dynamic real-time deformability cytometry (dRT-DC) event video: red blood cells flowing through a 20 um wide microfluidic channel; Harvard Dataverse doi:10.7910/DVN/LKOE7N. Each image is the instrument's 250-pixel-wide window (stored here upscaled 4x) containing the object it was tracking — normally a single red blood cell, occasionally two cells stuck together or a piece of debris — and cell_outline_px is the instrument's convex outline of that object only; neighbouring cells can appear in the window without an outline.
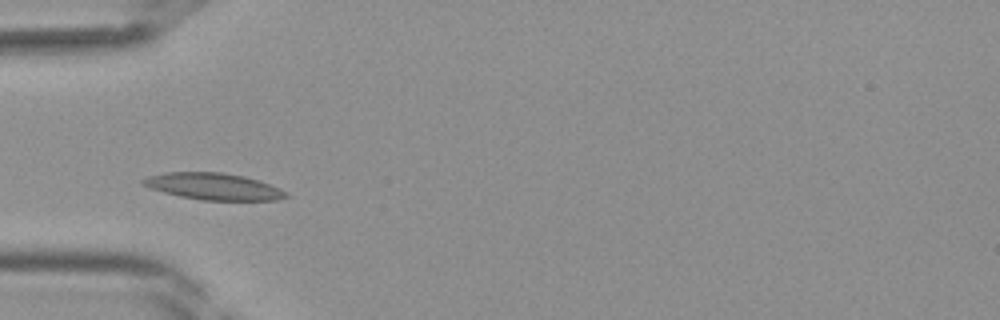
{"species": "Egyptian fruit bat (a non-hibernating species)", "species_latin": "Rousettus aegyptiacus", "temperature_condition": "room temperature", "stored_images_in_passage": 16, "camera_frame_rate_fps": 3000, "um_per_image_px": 0.085, "frame": {"image": 1, "passage_image": 3, "time_ms": 0.667, "image_size_px": [1000, 320], "cell_outline_px": [[288, 196], [276, 200], [200, 200], [180, 196], [164, 192], [140, 184], [140, 180], [148, 176], [164, 172], [220, 172], [244, 176], [280, 188]], "centroid_in_image_um": [18.08, 15.84], "position_along_channel_um": 66.9, "area_um2": 22.02}}
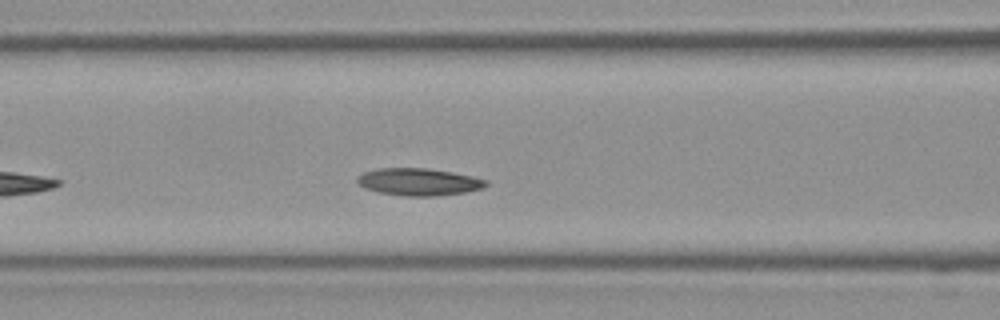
{"frame": {"image": 2, "passage_image": 7, "time_ms": 2.0, "image_size_px": [1000, 320], "cell_outline_px": [[488, 184], [480, 188], [464, 192], [432, 196], [404, 196], [380, 192], [364, 188], [356, 180], [356, 176], [364, 172], [376, 168], [428, 168], [452, 172], [472, 176], [488, 180]], "centroid_in_image_um": [35.56, 15.45], "position_along_channel_um": 131.0, "area_um2": 20.35}}
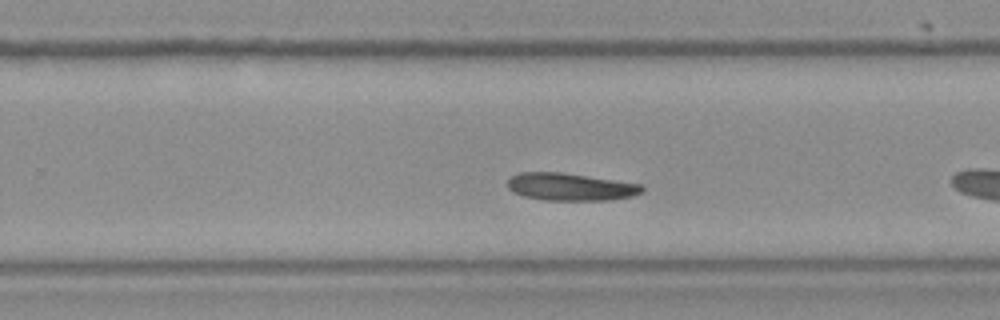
{"frame": {"image": 3, "passage_image": 14, "time_ms": 4.333, "image_size_px": [1000, 320], "cell_outline_px": [[644, 192], [632, 196], [608, 200], [544, 200], [524, 196], [512, 192], [508, 188], [508, 180], [512, 176], [520, 172], [560, 172], [588, 176], [640, 184], [644, 188]], "centroid_in_image_um": [48.47, 15.88], "position_along_channel_um": 281.3, "area_um2": 21.44}}